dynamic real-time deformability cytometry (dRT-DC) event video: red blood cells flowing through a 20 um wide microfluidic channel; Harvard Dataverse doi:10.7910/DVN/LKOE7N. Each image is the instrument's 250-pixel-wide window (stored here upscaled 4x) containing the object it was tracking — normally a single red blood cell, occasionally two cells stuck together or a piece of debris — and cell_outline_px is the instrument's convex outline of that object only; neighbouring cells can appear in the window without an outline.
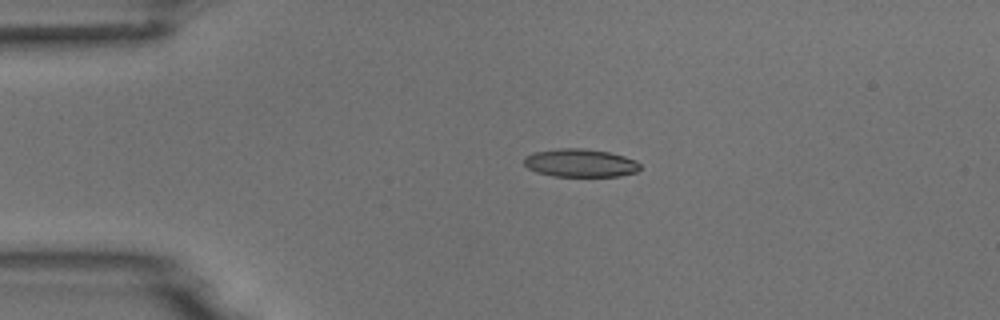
{"species": "common noctule bat (a hibernating species)", "species_latin": "Nyctalus noctula", "temperature_condition": "room temperature", "stored_images_in_passage": 2, "camera_frame_rate_fps": 3000, "um_per_image_px": 0.085, "animal": {"sex": "male", "body_mass_g": 18.8}, "frame": {"image": 1, "passage_image": 1, "time_ms": 0.0, "image_size_px": [1000, 320], "cell_outline_px": [[640, 168], [636, 172], [620, 176], [552, 176], [536, 172], [528, 168], [524, 164], [524, 156], [532, 152], [560, 148], [580, 148], [608, 152], [624, 156], [636, 160], [640, 164]], "centroid_in_image_um": [49.3, 13.85], "position_along_channel_um": 35.7, "area_um2": 19.07}}